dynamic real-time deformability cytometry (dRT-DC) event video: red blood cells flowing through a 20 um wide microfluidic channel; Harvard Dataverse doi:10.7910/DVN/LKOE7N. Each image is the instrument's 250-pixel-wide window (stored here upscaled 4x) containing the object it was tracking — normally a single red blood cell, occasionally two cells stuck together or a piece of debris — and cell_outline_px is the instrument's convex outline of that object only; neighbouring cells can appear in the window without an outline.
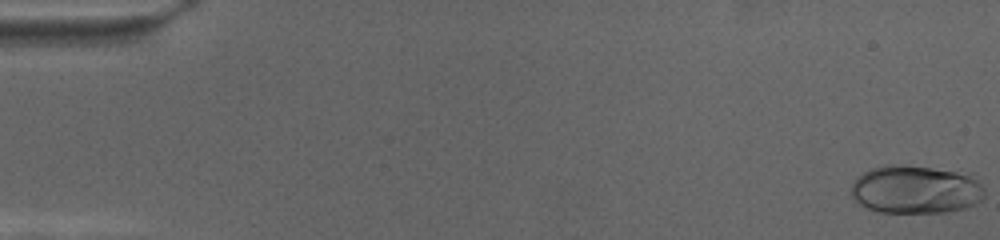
{"species": "human", "species_latin": "Homo sapiens", "temperature_condition": "cold", "stored_images_in_passage": 71, "camera_frame_rate_fps": 3000, "um_per_image_px": 0.085, "donor": {"sex": "female"}, "frame": {"image": 1, "passage_image": 1, "time_ms": 0.0, "image_size_px": [1000, 240], "cell_outline_px": [[984, 196], [976, 204], [964, 208], [948, 212], [876, 212], [860, 204], [852, 196], [852, 184], [864, 172], [872, 168], [884, 164], [892, 164], [972, 172], [984, 188]], "centroid_in_image_um": [77.89, 16.1], "position_along_channel_um": 7.1, "area_um2": 37.74}}
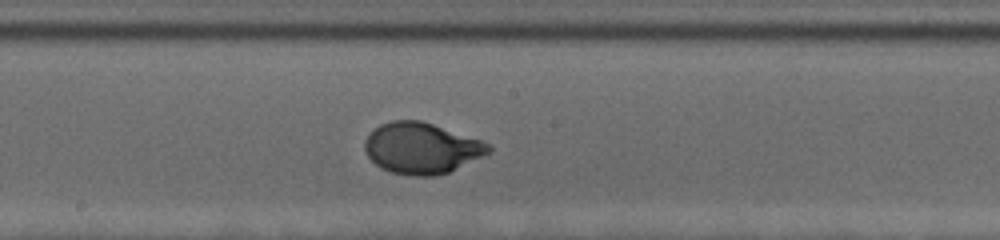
{"frame": {"image": 2, "passage_image": 39, "time_ms": 12.667, "image_size_px": [1000, 240], "cell_outline_px": [[492, 152], [448, 172], [436, 176], [412, 176], [392, 172], [380, 168], [368, 156], [364, 148], [364, 140], [368, 132], [380, 124], [392, 120], [420, 120], [484, 140], [492, 144]], "centroid_in_image_um": [35.84, 12.58], "position_along_channel_um": 212.4, "area_um2": 37.22}}
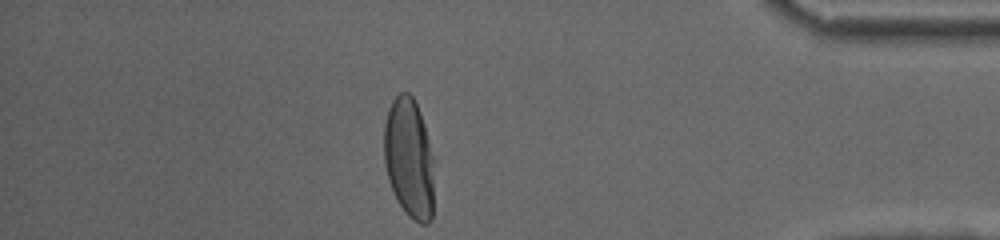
{"frame": {"image": 3, "passage_image": 62, "time_ms": 20.333, "image_size_px": [1000, 240], "cell_outline_px": [[432, 220], [428, 224], [420, 224], [412, 220], [404, 212], [396, 200], [388, 180], [384, 164], [384, 124], [388, 108], [392, 100], [400, 92], [408, 92], [412, 96], [420, 112], [424, 124], [432, 156]], "centroid_in_image_um": [34.74, 13.47], "position_along_channel_um": 400.5, "area_um2": 35.08}}